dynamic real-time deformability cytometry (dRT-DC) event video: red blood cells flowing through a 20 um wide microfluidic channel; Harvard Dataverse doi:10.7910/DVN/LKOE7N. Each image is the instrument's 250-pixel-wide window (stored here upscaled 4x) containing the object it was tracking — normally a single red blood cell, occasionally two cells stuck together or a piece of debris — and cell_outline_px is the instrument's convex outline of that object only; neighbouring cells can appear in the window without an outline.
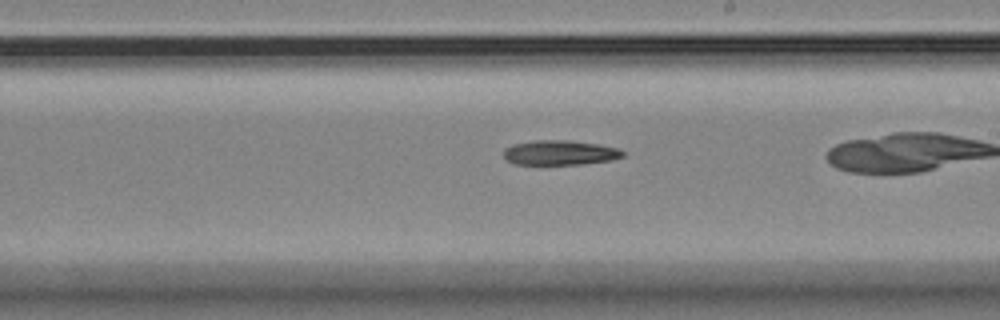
{"species": "Egyptian fruit bat (a non-hibernating species)", "species_latin": "Rousettus aegyptiacus", "temperature_condition": "room temperature", "stored_images_in_passage": 39, "camera_frame_rate_fps": 3000, "um_per_image_px": 0.085, "animal": {"sex": "female"}, "frame": {"image": 1, "passage_image": 28, "time_ms": 9.0, "image_size_px": [1000, 320], "cell_outline_px": [[624, 156], [612, 160], [580, 164], [512, 164], [504, 156], [504, 148], [512, 144], [536, 140], [568, 140], [596, 144], [616, 148], [624, 152]], "centroid_in_image_um": [47.56, 12.98], "position_along_channel_um": 241.4, "area_um2": 17.05}}